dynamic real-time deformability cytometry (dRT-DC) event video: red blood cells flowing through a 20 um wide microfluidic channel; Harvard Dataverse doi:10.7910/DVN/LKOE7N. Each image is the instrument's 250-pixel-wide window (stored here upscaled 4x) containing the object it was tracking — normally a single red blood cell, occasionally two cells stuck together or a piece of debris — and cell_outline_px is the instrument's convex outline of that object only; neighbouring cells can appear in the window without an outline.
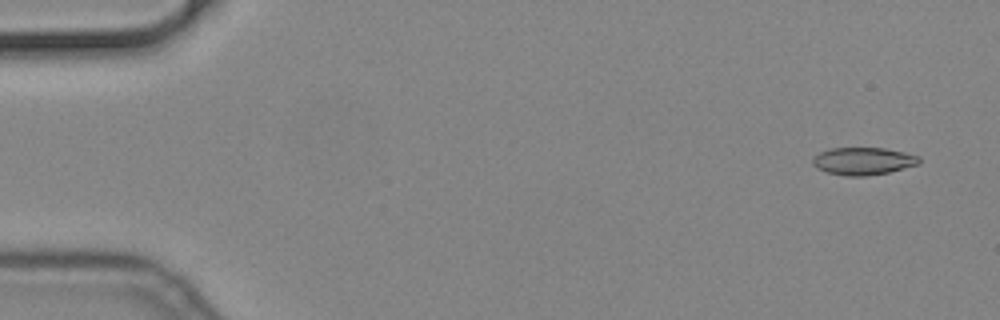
{"species": "common noctule bat (a hibernating species)", "species_latin": "Nyctalus noctula", "temperature_condition": "cold", "stored_images_in_passage": 54, "camera_frame_rate_fps": 3000, "um_per_image_px": 0.085, "animal": {"sex": "male", "body_mass_g": 19.2, "forearm_length_mm": 51.8}, "frame": {"image": 1, "passage_image": 1, "time_ms": 0.0, "image_size_px": [1000, 320], "cell_outline_px": [[920, 164], [888, 172], [864, 176], [848, 176], [828, 172], [816, 168], [812, 164], [812, 160], [820, 152], [832, 148], [884, 148], [904, 152], [920, 156]], "centroid_in_image_um": [73.39, 13.69], "position_along_channel_um": 11.6, "area_um2": 16.94}}
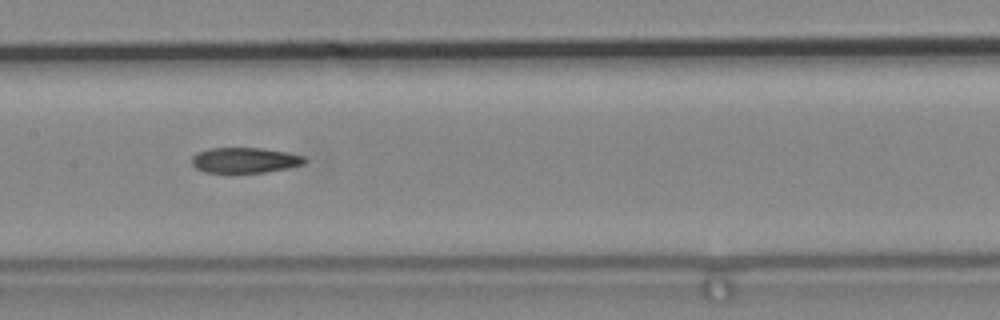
{"frame": {"image": 2, "passage_image": 26, "time_ms": 8.333, "image_size_px": [1000, 320], "cell_outline_px": [[308, 160], [304, 164], [288, 168], [264, 172], [204, 172], [196, 168], [192, 164], [192, 156], [196, 152], [208, 148], [260, 148], [288, 152], [304, 156]], "centroid_in_image_um": [20.82, 13.61], "position_along_channel_um": 186.6, "area_um2": 16.76}}
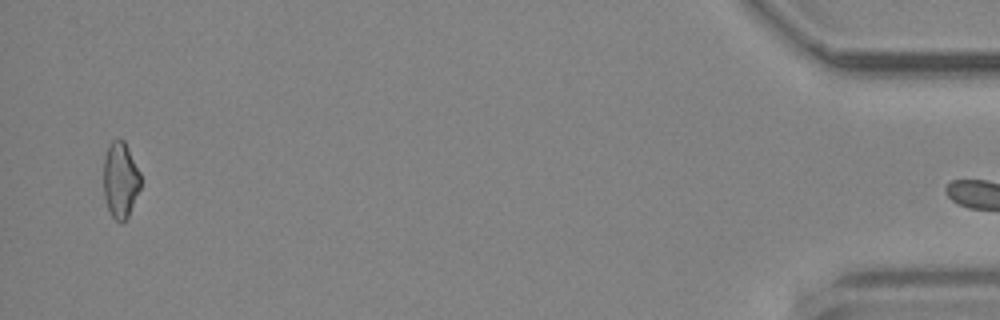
{"frame": {"image": 3, "passage_image": 53, "time_ms": 17.333, "image_size_px": [1000, 320], "cell_outline_px": [[140, 188], [128, 216], [124, 224], [120, 224], [112, 216], [108, 208], [104, 196], [104, 156], [112, 140], [120, 136], [124, 140], [140, 172]], "centroid_in_image_um": [10.23, 15.29], "position_along_channel_um": 425.0, "area_um2": 16.47}}